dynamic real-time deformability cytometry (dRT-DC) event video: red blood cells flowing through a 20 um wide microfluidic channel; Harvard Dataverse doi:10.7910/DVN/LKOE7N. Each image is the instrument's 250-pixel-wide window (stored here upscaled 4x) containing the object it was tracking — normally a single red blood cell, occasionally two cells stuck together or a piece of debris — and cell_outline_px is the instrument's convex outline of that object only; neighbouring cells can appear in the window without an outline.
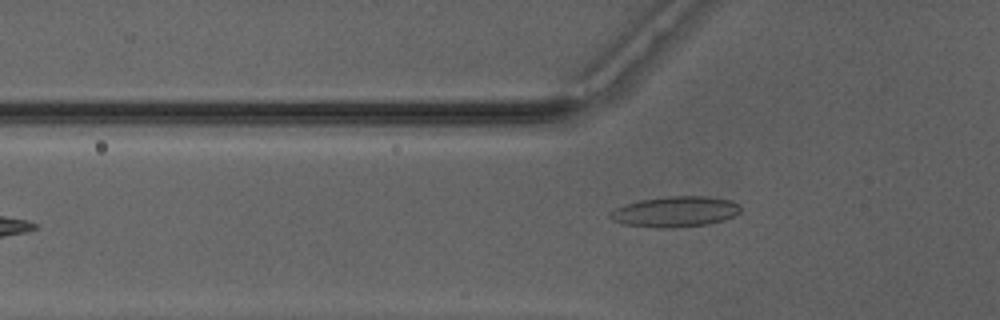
{"species": "Egyptian fruit bat (a non-hibernating species)", "species_latin": "Rousettus aegyptiacus", "temperature_condition": "warm", "stored_images_in_passage": 32, "camera_frame_rate_fps": 3000, "um_per_image_px": 0.085, "animal": {"sex": "male"}, "frame": {"image": 1, "passage_image": 3, "time_ms": 0.667, "image_size_px": [1000, 320], "cell_outline_px": [[740, 212], [724, 220], [704, 224], [668, 228], [664, 228], [624, 224], [612, 220], [608, 216], [608, 212], [624, 204], [640, 200], [668, 196], [708, 196], [728, 200], [740, 204]], "centroid_in_image_um": [57.36, 17.98], "position_along_channel_um": 68.4, "area_um2": 23.06}}
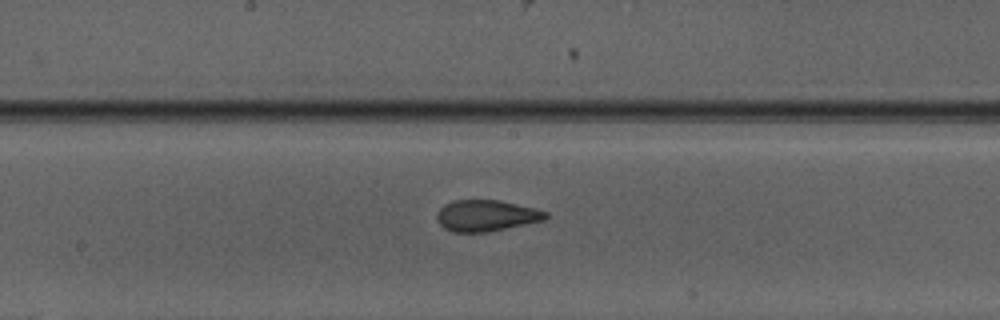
{"frame": {"image": 2, "passage_image": 13, "time_ms": 4.0, "image_size_px": [1000, 320], "cell_outline_px": [[548, 216], [544, 220], [488, 232], [452, 232], [444, 228], [436, 220], [436, 212], [444, 204], [452, 200], [496, 200], [516, 204], [548, 212]], "centroid_in_image_um": [41.27, 18.33], "position_along_channel_um": 206.9, "area_um2": 19.77}}
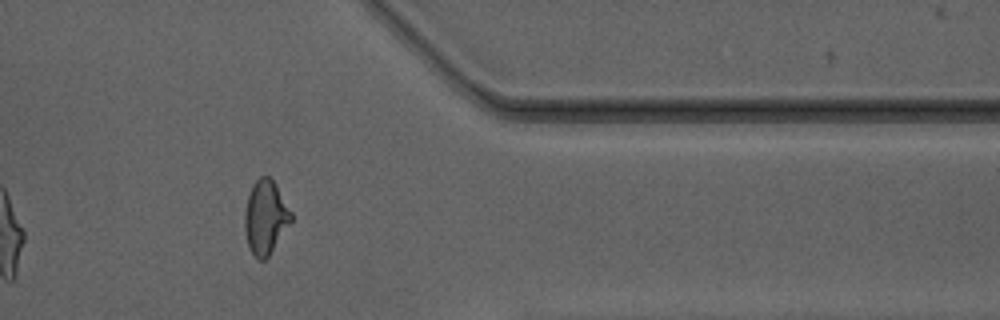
{"frame": {"image": 3, "passage_image": 27, "time_ms": 8.667, "image_size_px": [1000, 320], "cell_outline_px": [[292, 220], [268, 256], [264, 260], [256, 260], [248, 244], [244, 228], [244, 212], [248, 196], [252, 184], [260, 176], [268, 176], [276, 184], [292, 212]], "centroid_in_image_um": [22.56, 18.45], "position_along_channel_um": 388.8, "area_um2": 19.88}, "authors_computed_cell_mechanics": {"area_um2": 19.941, "velocity_mm_per_s": 4.1824, "shape_relaxation_time_tau1_ms": 5.7277, "shape_relaxation_time_tau2_ms": 1.1382, "deformation_change_tau1": 0.1939, "deformation_change_tau2": 0.0825}}